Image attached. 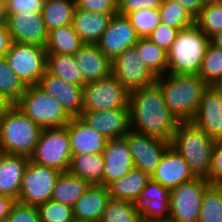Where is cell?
Segmentation results:
<instances>
[{
  "label": "cell",
  "instance_id": "obj_14",
  "mask_svg": "<svg viewBox=\"0 0 222 222\" xmlns=\"http://www.w3.org/2000/svg\"><path fill=\"white\" fill-rule=\"evenodd\" d=\"M139 39L129 19L125 15L116 13L96 44L112 61L126 49L134 47Z\"/></svg>",
  "mask_w": 222,
  "mask_h": 222
},
{
  "label": "cell",
  "instance_id": "obj_17",
  "mask_svg": "<svg viewBox=\"0 0 222 222\" xmlns=\"http://www.w3.org/2000/svg\"><path fill=\"white\" fill-rule=\"evenodd\" d=\"M80 118L107 140L123 138L130 130L129 107L104 111H82Z\"/></svg>",
  "mask_w": 222,
  "mask_h": 222
},
{
  "label": "cell",
  "instance_id": "obj_56",
  "mask_svg": "<svg viewBox=\"0 0 222 222\" xmlns=\"http://www.w3.org/2000/svg\"><path fill=\"white\" fill-rule=\"evenodd\" d=\"M218 90L222 91V77L214 85Z\"/></svg>",
  "mask_w": 222,
  "mask_h": 222
},
{
  "label": "cell",
  "instance_id": "obj_49",
  "mask_svg": "<svg viewBox=\"0 0 222 222\" xmlns=\"http://www.w3.org/2000/svg\"><path fill=\"white\" fill-rule=\"evenodd\" d=\"M11 34L6 24L0 23V57H4L12 44Z\"/></svg>",
  "mask_w": 222,
  "mask_h": 222
},
{
  "label": "cell",
  "instance_id": "obj_30",
  "mask_svg": "<svg viewBox=\"0 0 222 222\" xmlns=\"http://www.w3.org/2000/svg\"><path fill=\"white\" fill-rule=\"evenodd\" d=\"M83 44L70 24L48 31L45 49L47 53L74 55Z\"/></svg>",
  "mask_w": 222,
  "mask_h": 222
},
{
  "label": "cell",
  "instance_id": "obj_36",
  "mask_svg": "<svg viewBox=\"0 0 222 222\" xmlns=\"http://www.w3.org/2000/svg\"><path fill=\"white\" fill-rule=\"evenodd\" d=\"M198 222H222V186L211 184L204 192Z\"/></svg>",
  "mask_w": 222,
  "mask_h": 222
},
{
  "label": "cell",
  "instance_id": "obj_31",
  "mask_svg": "<svg viewBox=\"0 0 222 222\" xmlns=\"http://www.w3.org/2000/svg\"><path fill=\"white\" fill-rule=\"evenodd\" d=\"M75 9V0L44 1L42 15L47 31L72 24Z\"/></svg>",
  "mask_w": 222,
  "mask_h": 222
},
{
  "label": "cell",
  "instance_id": "obj_51",
  "mask_svg": "<svg viewBox=\"0 0 222 222\" xmlns=\"http://www.w3.org/2000/svg\"><path fill=\"white\" fill-rule=\"evenodd\" d=\"M180 3L196 17L208 0H172Z\"/></svg>",
  "mask_w": 222,
  "mask_h": 222
},
{
  "label": "cell",
  "instance_id": "obj_26",
  "mask_svg": "<svg viewBox=\"0 0 222 222\" xmlns=\"http://www.w3.org/2000/svg\"><path fill=\"white\" fill-rule=\"evenodd\" d=\"M104 159L102 154H77L71 156L68 172L86 180L90 185H104Z\"/></svg>",
  "mask_w": 222,
  "mask_h": 222
},
{
  "label": "cell",
  "instance_id": "obj_1",
  "mask_svg": "<svg viewBox=\"0 0 222 222\" xmlns=\"http://www.w3.org/2000/svg\"><path fill=\"white\" fill-rule=\"evenodd\" d=\"M130 129L171 142L179 121L164 101L155 83L129 94Z\"/></svg>",
  "mask_w": 222,
  "mask_h": 222
},
{
  "label": "cell",
  "instance_id": "obj_22",
  "mask_svg": "<svg viewBox=\"0 0 222 222\" xmlns=\"http://www.w3.org/2000/svg\"><path fill=\"white\" fill-rule=\"evenodd\" d=\"M74 56L86 82L102 80L112 74L111 60L97 44L84 43Z\"/></svg>",
  "mask_w": 222,
  "mask_h": 222
},
{
  "label": "cell",
  "instance_id": "obj_23",
  "mask_svg": "<svg viewBox=\"0 0 222 222\" xmlns=\"http://www.w3.org/2000/svg\"><path fill=\"white\" fill-rule=\"evenodd\" d=\"M110 199L108 187L90 185L73 206L75 222H100Z\"/></svg>",
  "mask_w": 222,
  "mask_h": 222
},
{
  "label": "cell",
  "instance_id": "obj_54",
  "mask_svg": "<svg viewBox=\"0 0 222 222\" xmlns=\"http://www.w3.org/2000/svg\"><path fill=\"white\" fill-rule=\"evenodd\" d=\"M11 104L7 101L4 96L0 93V115L3 114Z\"/></svg>",
  "mask_w": 222,
  "mask_h": 222
},
{
  "label": "cell",
  "instance_id": "obj_33",
  "mask_svg": "<svg viewBox=\"0 0 222 222\" xmlns=\"http://www.w3.org/2000/svg\"><path fill=\"white\" fill-rule=\"evenodd\" d=\"M147 67L158 77L167 73V52L148 38H140L134 46Z\"/></svg>",
  "mask_w": 222,
  "mask_h": 222
},
{
  "label": "cell",
  "instance_id": "obj_38",
  "mask_svg": "<svg viewBox=\"0 0 222 222\" xmlns=\"http://www.w3.org/2000/svg\"><path fill=\"white\" fill-rule=\"evenodd\" d=\"M198 75L207 85H215L222 77V50L208 45Z\"/></svg>",
  "mask_w": 222,
  "mask_h": 222
},
{
  "label": "cell",
  "instance_id": "obj_2",
  "mask_svg": "<svg viewBox=\"0 0 222 222\" xmlns=\"http://www.w3.org/2000/svg\"><path fill=\"white\" fill-rule=\"evenodd\" d=\"M156 84L172 115L179 122H192L208 86L201 77L198 74L165 73L157 77Z\"/></svg>",
  "mask_w": 222,
  "mask_h": 222
},
{
  "label": "cell",
  "instance_id": "obj_43",
  "mask_svg": "<svg viewBox=\"0 0 222 222\" xmlns=\"http://www.w3.org/2000/svg\"><path fill=\"white\" fill-rule=\"evenodd\" d=\"M151 199L153 201H170V190L150 179L135 204L139 207L144 201Z\"/></svg>",
  "mask_w": 222,
  "mask_h": 222
},
{
  "label": "cell",
  "instance_id": "obj_4",
  "mask_svg": "<svg viewBox=\"0 0 222 222\" xmlns=\"http://www.w3.org/2000/svg\"><path fill=\"white\" fill-rule=\"evenodd\" d=\"M214 142L193 122H179L171 147L185 159L196 177L208 179Z\"/></svg>",
  "mask_w": 222,
  "mask_h": 222
},
{
  "label": "cell",
  "instance_id": "obj_55",
  "mask_svg": "<svg viewBox=\"0 0 222 222\" xmlns=\"http://www.w3.org/2000/svg\"><path fill=\"white\" fill-rule=\"evenodd\" d=\"M142 222H172V221L168 218V219L142 220Z\"/></svg>",
  "mask_w": 222,
  "mask_h": 222
},
{
  "label": "cell",
  "instance_id": "obj_47",
  "mask_svg": "<svg viewBox=\"0 0 222 222\" xmlns=\"http://www.w3.org/2000/svg\"><path fill=\"white\" fill-rule=\"evenodd\" d=\"M163 0H118V13L127 15L136 10L158 9Z\"/></svg>",
  "mask_w": 222,
  "mask_h": 222
},
{
  "label": "cell",
  "instance_id": "obj_12",
  "mask_svg": "<svg viewBox=\"0 0 222 222\" xmlns=\"http://www.w3.org/2000/svg\"><path fill=\"white\" fill-rule=\"evenodd\" d=\"M111 64L112 75L129 91L156 83L157 76L141 60L135 47L126 49Z\"/></svg>",
  "mask_w": 222,
  "mask_h": 222
},
{
  "label": "cell",
  "instance_id": "obj_45",
  "mask_svg": "<svg viewBox=\"0 0 222 222\" xmlns=\"http://www.w3.org/2000/svg\"><path fill=\"white\" fill-rule=\"evenodd\" d=\"M76 8L103 13H118V0H75Z\"/></svg>",
  "mask_w": 222,
  "mask_h": 222
},
{
  "label": "cell",
  "instance_id": "obj_5",
  "mask_svg": "<svg viewBox=\"0 0 222 222\" xmlns=\"http://www.w3.org/2000/svg\"><path fill=\"white\" fill-rule=\"evenodd\" d=\"M209 44L196 24L179 30L167 52V73L198 74Z\"/></svg>",
  "mask_w": 222,
  "mask_h": 222
},
{
  "label": "cell",
  "instance_id": "obj_9",
  "mask_svg": "<svg viewBox=\"0 0 222 222\" xmlns=\"http://www.w3.org/2000/svg\"><path fill=\"white\" fill-rule=\"evenodd\" d=\"M130 91L114 75L87 82L83 87V111H104L129 107Z\"/></svg>",
  "mask_w": 222,
  "mask_h": 222
},
{
  "label": "cell",
  "instance_id": "obj_52",
  "mask_svg": "<svg viewBox=\"0 0 222 222\" xmlns=\"http://www.w3.org/2000/svg\"><path fill=\"white\" fill-rule=\"evenodd\" d=\"M7 1L0 0V23L6 24L8 19Z\"/></svg>",
  "mask_w": 222,
  "mask_h": 222
},
{
  "label": "cell",
  "instance_id": "obj_11",
  "mask_svg": "<svg viewBox=\"0 0 222 222\" xmlns=\"http://www.w3.org/2000/svg\"><path fill=\"white\" fill-rule=\"evenodd\" d=\"M60 171L29 160L23 174L17 202L38 206L51 200Z\"/></svg>",
  "mask_w": 222,
  "mask_h": 222
},
{
  "label": "cell",
  "instance_id": "obj_34",
  "mask_svg": "<svg viewBox=\"0 0 222 222\" xmlns=\"http://www.w3.org/2000/svg\"><path fill=\"white\" fill-rule=\"evenodd\" d=\"M195 24L209 38L222 31V2L208 0L195 17Z\"/></svg>",
  "mask_w": 222,
  "mask_h": 222
},
{
  "label": "cell",
  "instance_id": "obj_10",
  "mask_svg": "<svg viewBox=\"0 0 222 222\" xmlns=\"http://www.w3.org/2000/svg\"><path fill=\"white\" fill-rule=\"evenodd\" d=\"M210 182L203 177L184 182L170 190V215L172 222H198L202 197Z\"/></svg>",
  "mask_w": 222,
  "mask_h": 222
},
{
  "label": "cell",
  "instance_id": "obj_42",
  "mask_svg": "<svg viewBox=\"0 0 222 222\" xmlns=\"http://www.w3.org/2000/svg\"><path fill=\"white\" fill-rule=\"evenodd\" d=\"M177 33V29H173L160 22L147 38L158 47L162 48L165 52H168L175 41Z\"/></svg>",
  "mask_w": 222,
  "mask_h": 222
},
{
  "label": "cell",
  "instance_id": "obj_29",
  "mask_svg": "<svg viewBox=\"0 0 222 222\" xmlns=\"http://www.w3.org/2000/svg\"><path fill=\"white\" fill-rule=\"evenodd\" d=\"M90 184L68 171L61 172L52 192L51 200L71 207L85 193Z\"/></svg>",
  "mask_w": 222,
  "mask_h": 222
},
{
  "label": "cell",
  "instance_id": "obj_13",
  "mask_svg": "<svg viewBox=\"0 0 222 222\" xmlns=\"http://www.w3.org/2000/svg\"><path fill=\"white\" fill-rule=\"evenodd\" d=\"M134 161V168L142 170L149 176L157 168L163 154L171 142L161 138L142 134L132 129L124 136Z\"/></svg>",
  "mask_w": 222,
  "mask_h": 222
},
{
  "label": "cell",
  "instance_id": "obj_16",
  "mask_svg": "<svg viewBox=\"0 0 222 222\" xmlns=\"http://www.w3.org/2000/svg\"><path fill=\"white\" fill-rule=\"evenodd\" d=\"M37 86L54 98L72 117H80L83 111V87L67 83L47 71L41 77Z\"/></svg>",
  "mask_w": 222,
  "mask_h": 222
},
{
  "label": "cell",
  "instance_id": "obj_41",
  "mask_svg": "<svg viewBox=\"0 0 222 222\" xmlns=\"http://www.w3.org/2000/svg\"><path fill=\"white\" fill-rule=\"evenodd\" d=\"M142 220L168 219L170 201L146 200L139 206Z\"/></svg>",
  "mask_w": 222,
  "mask_h": 222
},
{
  "label": "cell",
  "instance_id": "obj_19",
  "mask_svg": "<svg viewBox=\"0 0 222 222\" xmlns=\"http://www.w3.org/2000/svg\"><path fill=\"white\" fill-rule=\"evenodd\" d=\"M104 159V186L124 177L134 168V161L126 139L108 140L102 152Z\"/></svg>",
  "mask_w": 222,
  "mask_h": 222
},
{
  "label": "cell",
  "instance_id": "obj_18",
  "mask_svg": "<svg viewBox=\"0 0 222 222\" xmlns=\"http://www.w3.org/2000/svg\"><path fill=\"white\" fill-rule=\"evenodd\" d=\"M192 122L210 138H222V91L214 85L206 87Z\"/></svg>",
  "mask_w": 222,
  "mask_h": 222
},
{
  "label": "cell",
  "instance_id": "obj_20",
  "mask_svg": "<svg viewBox=\"0 0 222 222\" xmlns=\"http://www.w3.org/2000/svg\"><path fill=\"white\" fill-rule=\"evenodd\" d=\"M195 177L185 159L170 146L150 179L171 190Z\"/></svg>",
  "mask_w": 222,
  "mask_h": 222
},
{
  "label": "cell",
  "instance_id": "obj_15",
  "mask_svg": "<svg viewBox=\"0 0 222 222\" xmlns=\"http://www.w3.org/2000/svg\"><path fill=\"white\" fill-rule=\"evenodd\" d=\"M6 26L13 42L45 47L48 31L42 12H16L8 15Z\"/></svg>",
  "mask_w": 222,
  "mask_h": 222
},
{
  "label": "cell",
  "instance_id": "obj_32",
  "mask_svg": "<svg viewBox=\"0 0 222 222\" xmlns=\"http://www.w3.org/2000/svg\"><path fill=\"white\" fill-rule=\"evenodd\" d=\"M158 11L160 22L178 31L195 24L193 14L176 1L163 0Z\"/></svg>",
  "mask_w": 222,
  "mask_h": 222
},
{
  "label": "cell",
  "instance_id": "obj_44",
  "mask_svg": "<svg viewBox=\"0 0 222 222\" xmlns=\"http://www.w3.org/2000/svg\"><path fill=\"white\" fill-rule=\"evenodd\" d=\"M5 222H40L38 209L16 201Z\"/></svg>",
  "mask_w": 222,
  "mask_h": 222
},
{
  "label": "cell",
  "instance_id": "obj_6",
  "mask_svg": "<svg viewBox=\"0 0 222 222\" xmlns=\"http://www.w3.org/2000/svg\"><path fill=\"white\" fill-rule=\"evenodd\" d=\"M15 105L42 129L64 127L71 119L62 106L37 85L26 86Z\"/></svg>",
  "mask_w": 222,
  "mask_h": 222
},
{
  "label": "cell",
  "instance_id": "obj_40",
  "mask_svg": "<svg viewBox=\"0 0 222 222\" xmlns=\"http://www.w3.org/2000/svg\"><path fill=\"white\" fill-rule=\"evenodd\" d=\"M40 222H75L73 207L49 200L37 206Z\"/></svg>",
  "mask_w": 222,
  "mask_h": 222
},
{
  "label": "cell",
  "instance_id": "obj_37",
  "mask_svg": "<svg viewBox=\"0 0 222 222\" xmlns=\"http://www.w3.org/2000/svg\"><path fill=\"white\" fill-rule=\"evenodd\" d=\"M25 89L26 86L9 67L6 57H0V93L12 105L21 98Z\"/></svg>",
  "mask_w": 222,
  "mask_h": 222
},
{
  "label": "cell",
  "instance_id": "obj_50",
  "mask_svg": "<svg viewBox=\"0 0 222 222\" xmlns=\"http://www.w3.org/2000/svg\"><path fill=\"white\" fill-rule=\"evenodd\" d=\"M15 203V199L5 195H0V222L6 221L8 215L11 212V208Z\"/></svg>",
  "mask_w": 222,
  "mask_h": 222
},
{
  "label": "cell",
  "instance_id": "obj_27",
  "mask_svg": "<svg viewBox=\"0 0 222 222\" xmlns=\"http://www.w3.org/2000/svg\"><path fill=\"white\" fill-rule=\"evenodd\" d=\"M149 180L150 176L147 173L133 168L124 177L108 187L110 197L115 200L136 203L141 191Z\"/></svg>",
  "mask_w": 222,
  "mask_h": 222
},
{
  "label": "cell",
  "instance_id": "obj_21",
  "mask_svg": "<svg viewBox=\"0 0 222 222\" xmlns=\"http://www.w3.org/2000/svg\"><path fill=\"white\" fill-rule=\"evenodd\" d=\"M72 155L102 154L107 143L106 137L88 126L80 117H72L67 124Z\"/></svg>",
  "mask_w": 222,
  "mask_h": 222
},
{
  "label": "cell",
  "instance_id": "obj_39",
  "mask_svg": "<svg viewBox=\"0 0 222 222\" xmlns=\"http://www.w3.org/2000/svg\"><path fill=\"white\" fill-rule=\"evenodd\" d=\"M132 27L140 38H147L160 23L158 9H142L128 13Z\"/></svg>",
  "mask_w": 222,
  "mask_h": 222
},
{
  "label": "cell",
  "instance_id": "obj_46",
  "mask_svg": "<svg viewBox=\"0 0 222 222\" xmlns=\"http://www.w3.org/2000/svg\"><path fill=\"white\" fill-rule=\"evenodd\" d=\"M207 180L210 184L222 185V138L214 142L211 168Z\"/></svg>",
  "mask_w": 222,
  "mask_h": 222
},
{
  "label": "cell",
  "instance_id": "obj_35",
  "mask_svg": "<svg viewBox=\"0 0 222 222\" xmlns=\"http://www.w3.org/2000/svg\"><path fill=\"white\" fill-rule=\"evenodd\" d=\"M100 222H142V218L135 203L111 198Z\"/></svg>",
  "mask_w": 222,
  "mask_h": 222
},
{
  "label": "cell",
  "instance_id": "obj_24",
  "mask_svg": "<svg viewBox=\"0 0 222 222\" xmlns=\"http://www.w3.org/2000/svg\"><path fill=\"white\" fill-rule=\"evenodd\" d=\"M30 158L0 152V195L18 199L24 170Z\"/></svg>",
  "mask_w": 222,
  "mask_h": 222
},
{
  "label": "cell",
  "instance_id": "obj_7",
  "mask_svg": "<svg viewBox=\"0 0 222 222\" xmlns=\"http://www.w3.org/2000/svg\"><path fill=\"white\" fill-rule=\"evenodd\" d=\"M71 147L64 127L43 128L30 160L36 164L66 172L71 161Z\"/></svg>",
  "mask_w": 222,
  "mask_h": 222
},
{
  "label": "cell",
  "instance_id": "obj_28",
  "mask_svg": "<svg viewBox=\"0 0 222 222\" xmlns=\"http://www.w3.org/2000/svg\"><path fill=\"white\" fill-rule=\"evenodd\" d=\"M46 71L70 84L84 87L87 83L74 55L47 53Z\"/></svg>",
  "mask_w": 222,
  "mask_h": 222
},
{
  "label": "cell",
  "instance_id": "obj_25",
  "mask_svg": "<svg viewBox=\"0 0 222 222\" xmlns=\"http://www.w3.org/2000/svg\"><path fill=\"white\" fill-rule=\"evenodd\" d=\"M116 13L90 12L76 8L72 26L83 43L96 44Z\"/></svg>",
  "mask_w": 222,
  "mask_h": 222
},
{
  "label": "cell",
  "instance_id": "obj_53",
  "mask_svg": "<svg viewBox=\"0 0 222 222\" xmlns=\"http://www.w3.org/2000/svg\"><path fill=\"white\" fill-rule=\"evenodd\" d=\"M210 43L218 49L222 50V31L214 34L210 38Z\"/></svg>",
  "mask_w": 222,
  "mask_h": 222
},
{
  "label": "cell",
  "instance_id": "obj_8",
  "mask_svg": "<svg viewBox=\"0 0 222 222\" xmlns=\"http://www.w3.org/2000/svg\"><path fill=\"white\" fill-rule=\"evenodd\" d=\"M45 47L12 42L5 57L9 67L25 86L37 85L46 71Z\"/></svg>",
  "mask_w": 222,
  "mask_h": 222
},
{
  "label": "cell",
  "instance_id": "obj_3",
  "mask_svg": "<svg viewBox=\"0 0 222 222\" xmlns=\"http://www.w3.org/2000/svg\"><path fill=\"white\" fill-rule=\"evenodd\" d=\"M42 128L12 104L0 115V152L30 158Z\"/></svg>",
  "mask_w": 222,
  "mask_h": 222
},
{
  "label": "cell",
  "instance_id": "obj_48",
  "mask_svg": "<svg viewBox=\"0 0 222 222\" xmlns=\"http://www.w3.org/2000/svg\"><path fill=\"white\" fill-rule=\"evenodd\" d=\"M8 14L16 12H42L44 0H6Z\"/></svg>",
  "mask_w": 222,
  "mask_h": 222
}]
</instances>
